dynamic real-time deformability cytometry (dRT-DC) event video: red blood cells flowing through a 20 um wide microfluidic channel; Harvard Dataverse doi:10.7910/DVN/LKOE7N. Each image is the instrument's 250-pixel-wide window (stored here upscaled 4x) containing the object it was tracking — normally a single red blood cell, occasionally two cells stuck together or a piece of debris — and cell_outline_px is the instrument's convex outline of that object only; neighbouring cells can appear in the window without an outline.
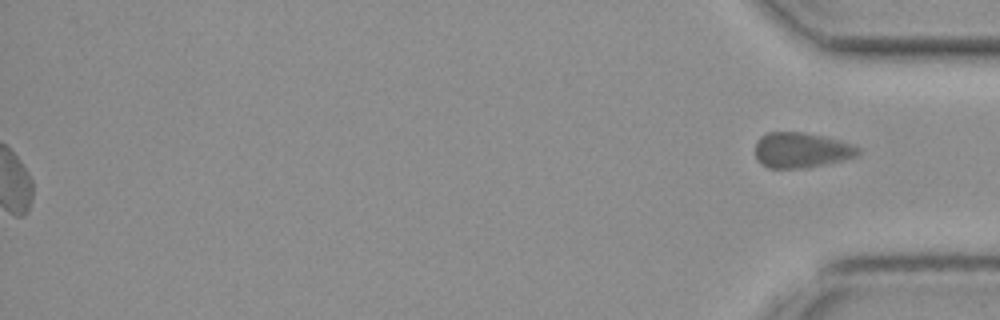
{"species": "common noctule bat (a hibernating species)", "species_latin": "Nyctalus noctula", "temperature_condition": "cold", "stored_images_in_passage": 50, "segment_of_instrument_passage": [2, 2], "camera_frame_rate_fps": 3000, "um_per_image_px": 0.085, "animal": {"sex": "female", "body_mass_g": 19.3, "forearm_length_mm": 54.1}, "frame": {"image": 1, "passage_image": 50, "time_ms": 16.333, "image_size_px": [1000, 320], "cell_outline_px": [[860, 152], [856, 156], [844, 160], [800, 168], [768, 168], [760, 164], [756, 160], [756, 140], [760, 136], [768, 132], [804, 132], [824, 136], [840, 140], [852, 144], [860, 148]], "centroid_in_image_um": [68.09, 12.75], "position_along_channel_um": 367.1, "area_um2": 21.27}}